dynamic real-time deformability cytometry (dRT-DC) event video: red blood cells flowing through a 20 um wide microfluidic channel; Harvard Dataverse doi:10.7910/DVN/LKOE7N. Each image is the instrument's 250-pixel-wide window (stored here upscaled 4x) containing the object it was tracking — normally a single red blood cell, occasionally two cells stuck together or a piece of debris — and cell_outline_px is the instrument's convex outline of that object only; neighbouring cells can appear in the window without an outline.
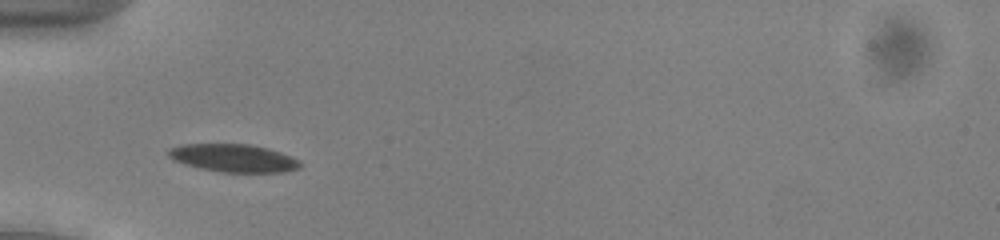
{"species": "common noctule bat (a hibernating species)", "species_latin": "Nyctalus noctula", "temperature_condition": "cold", "stored_images_in_passage": 42, "camera_frame_rate_fps": 3000, "um_per_image_px": 0.085, "animal": {"sex": "male", "body_mass_g": 13.0, "forearm_length_mm": 53.1}, "frame": {"image": 1, "passage_image": 7, "time_ms": 2.0, "image_size_px": [1000, 240], "cell_outline_px": [[304, 164], [300, 168], [284, 172], [220, 172], [200, 168], [184, 164], [168, 156], [164, 152], [168, 148], [180, 144], [252, 144], [268, 148], [292, 156], [300, 160]], "centroid_in_image_um": [19.86, 13.43], "position_along_channel_um": 65.1, "area_um2": 21.73}}
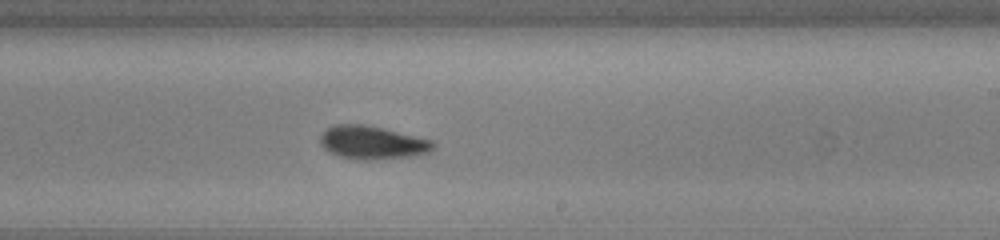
{"frame": {"image": 2, "passage_image": 22, "time_ms": 7.0, "image_size_px": [1000, 240], "cell_outline_px": [[436, 144], [428, 152], [412, 156], [368, 160], [356, 160], [336, 156], [328, 152], [320, 144], [320, 136], [328, 128], [336, 124], [364, 124], [432, 140]], "centroid_in_image_um": [31.59, 12.13], "position_along_channel_um": 257.4, "area_um2": 21.79}}
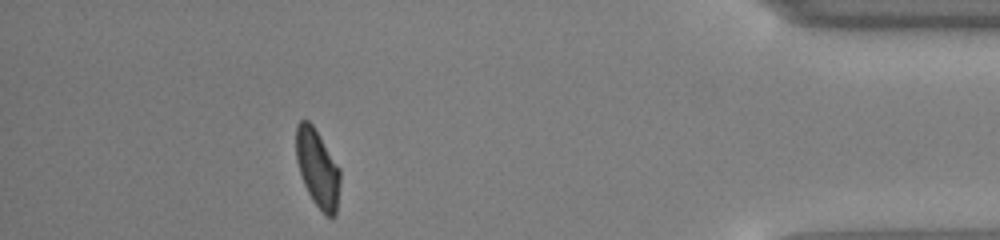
{"frame": {"image": 3, "passage_image": 37, "time_ms": 12.0, "image_size_px": [1000, 240], "cell_outline_px": [[340, 180], [336, 216], [328, 216], [312, 200], [304, 184], [296, 160], [296, 124], [300, 120], [308, 120], [312, 124], [320, 136], [340, 168]], "centroid_in_image_um": [26.99, 14.28], "position_along_channel_um": 408.2, "area_um2": 19.83}, "authors_computed_cell_mechanics": {"area_um2": 21.4438, "velocity_mm_per_s": 3.924, "shape_relaxation_time_tau1_ms": 2.6094, "shape_relaxation_time_tau2_ms": 3.0784, "deformation_change_tau1": 0.1124, "deformation_change_tau2": 0.0853}}